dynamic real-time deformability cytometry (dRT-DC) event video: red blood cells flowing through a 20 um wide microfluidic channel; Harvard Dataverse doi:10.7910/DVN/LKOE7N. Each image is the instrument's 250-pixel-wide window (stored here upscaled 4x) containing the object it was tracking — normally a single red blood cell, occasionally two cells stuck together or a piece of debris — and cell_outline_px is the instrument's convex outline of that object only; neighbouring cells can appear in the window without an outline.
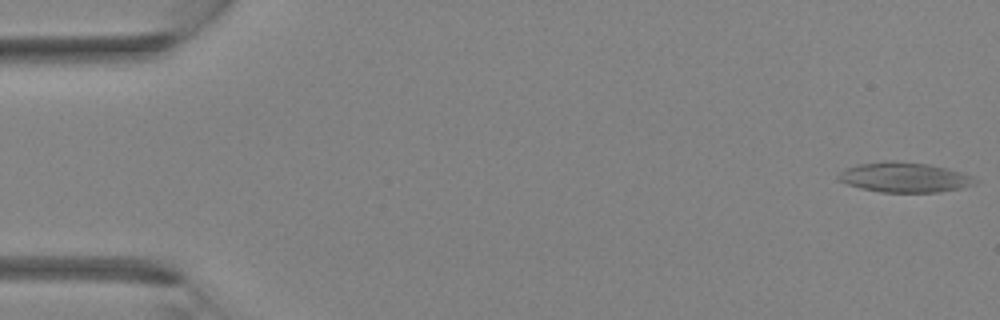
{"species": "Egyptian fruit bat (a non-hibernating species)", "species_latin": "Rousettus aegyptiacus", "temperature_condition": "room temperature", "stored_images_in_passage": 38, "camera_frame_rate_fps": 3000, "um_per_image_px": 0.085, "animal": {"sex": "female"}, "frame": {"image": 1, "passage_image": 1, "time_ms": 0.0, "image_size_px": [1000, 320], "cell_outline_px": [[976, 180], [972, 184], [960, 188], [940, 192], [880, 192], [860, 188], [848, 184], [840, 180], [836, 176], [844, 168], [860, 164], [884, 160], [896, 160], [928, 164], [948, 168], [972, 176]], "centroid_in_image_um": [76.83, 15.06], "position_along_channel_um": 8.2, "area_um2": 23.81}}
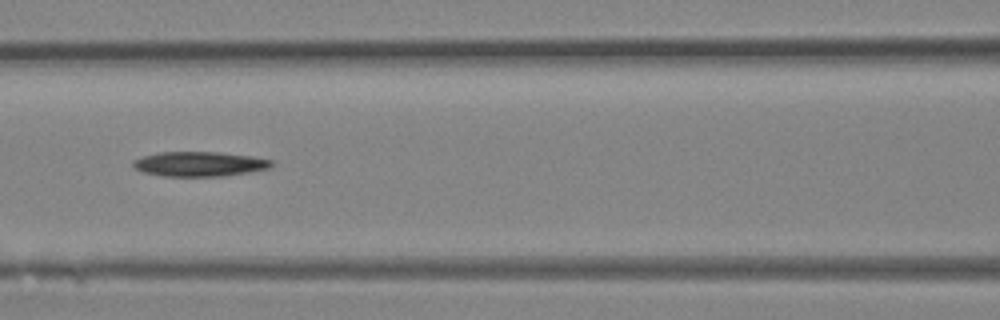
{"frame": {"image": 2, "passage_image": 17, "time_ms": 5.333, "image_size_px": [1000, 320], "cell_outline_px": [[276, 164], [272, 168], [224, 176], [164, 176], [144, 172], [136, 168], [132, 164], [132, 160], [144, 156], [160, 152], [216, 152], [252, 156], [272, 160]], "centroid_in_image_um": [17.01, 13.94], "position_along_channel_um": 149.6, "area_um2": 19.94}}
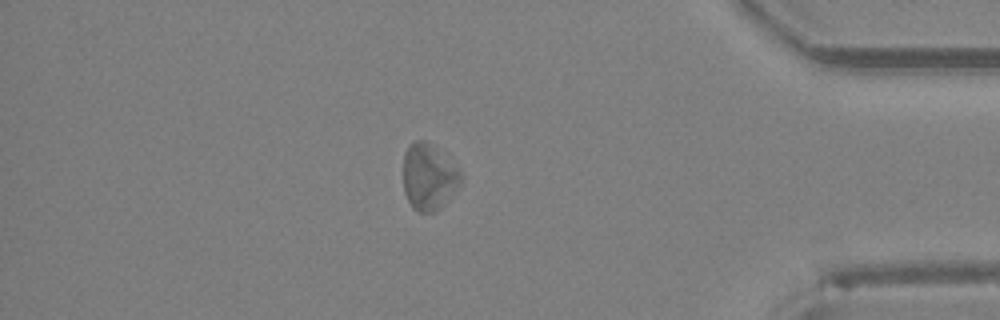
{"frame": {"image": 3, "passage_image": 33, "time_ms": 10.667, "image_size_px": [1000, 320], "cell_outline_px": [[464, 180], [444, 204], [436, 212], [420, 212], [412, 208], [404, 192], [404, 152], [408, 144], [416, 140], [424, 140], [432, 144], [464, 176]], "centroid_in_image_um": [36.43, 15.04], "position_along_channel_um": 398.8, "area_um2": 22.2}}